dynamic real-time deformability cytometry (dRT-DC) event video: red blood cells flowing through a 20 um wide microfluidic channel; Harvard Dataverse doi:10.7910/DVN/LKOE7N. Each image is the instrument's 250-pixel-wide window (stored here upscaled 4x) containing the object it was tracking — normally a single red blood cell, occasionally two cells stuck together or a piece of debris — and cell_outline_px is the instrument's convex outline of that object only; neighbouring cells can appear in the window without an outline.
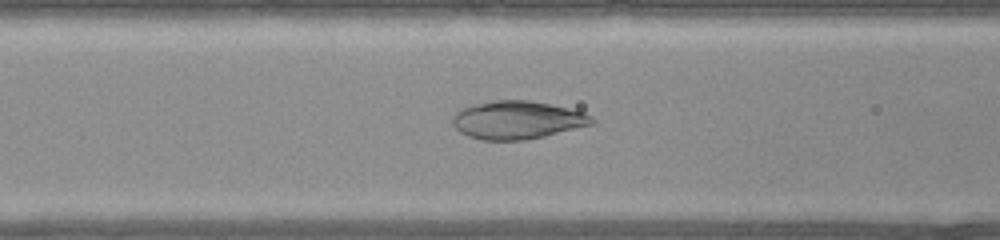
{"species": "common noctule bat (a hibernating species)", "species_latin": "Nyctalus noctula", "temperature_condition": "warm", "stored_images_in_passage": 41, "camera_frame_rate_fps": 3000, "um_per_image_px": 0.085, "animal": {"sex": "female", "body_mass_g": 22.0, "forearm_length_mm": 56.7}, "frame": {"image": 1, "passage_image": 17, "time_ms": 5.333, "image_size_px": [1000, 240], "cell_outline_px": [[596, 124], [544, 136], [524, 140], [480, 140], [468, 136], [460, 132], [452, 124], [452, 116], [460, 108], [476, 104], [496, 100], [528, 100], [568, 108], [584, 112], [592, 116], [596, 120]], "centroid_in_image_um": [43.98, 10.21], "position_along_channel_um": 122.6, "area_um2": 31.04}}
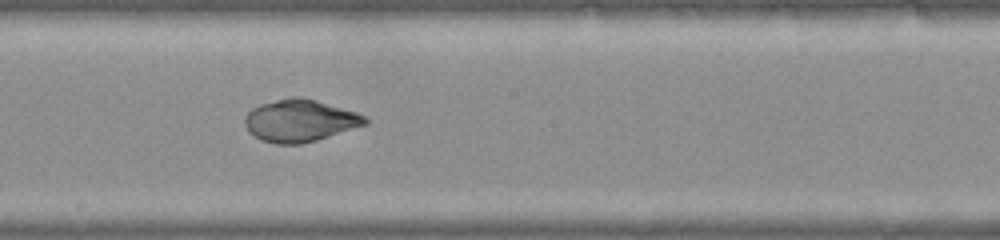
{"frame": {"image": 2, "passage_image": 23, "time_ms": 7.333, "image_size_px": [1000, 240], "cell_outline_px": [[368, 124], [316, 140], [300, 144], [276, 144], [260, 140], [252, 136], [248, 132], [244, 124], [244, 116], [252, 108], [260, 104], [292, 96], [300, 96], [316, 100], [356, 112], [364, 116], [368, 120]], "centroid_in_image_um": [25.45, 10.26], "position_along_channel_um": 222.8, "area_um2": 29.71}}
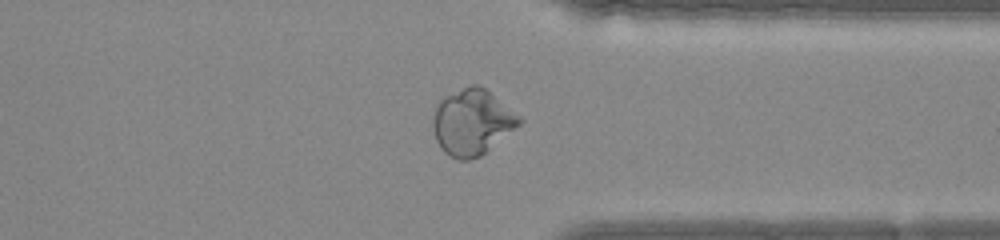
{"frame": {"image": 3, "passage_image": 32, "time_ms": 10.333, "image_size_px": [1000, 240], "cell_outline_px": [[524, 120], [520, 124], [480, 156], [468, 160], [456, 160], [448, 156], [440, 148], [436, 140], [432, 128], [432, 120], [436, 108], [440, 100], [444, 96], [472, 84], [476, 84], [484, 88], [520, 116]], "centroid_in_image_um": [40.09, 10.4], "position_along_channel_um": 371.3, "area_um2": 32.83}}